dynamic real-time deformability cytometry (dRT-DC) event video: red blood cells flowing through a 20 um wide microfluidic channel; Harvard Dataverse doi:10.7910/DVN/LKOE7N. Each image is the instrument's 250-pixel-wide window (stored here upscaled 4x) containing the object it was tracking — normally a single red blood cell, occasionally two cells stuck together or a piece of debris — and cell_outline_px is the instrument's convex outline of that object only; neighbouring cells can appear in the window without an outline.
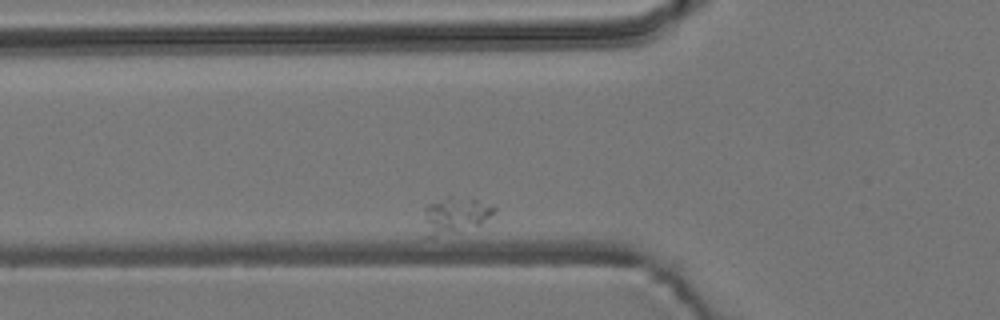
{"species": "common noctule bat (a hibernating species)", "species_latin": "Nyctalus noctula", "temperature_condition": "room temperature", "stored_images_in_passage": 9, "camera_frame_rate_fps": 3000, "um_per_image_px": 0.085, "animal": {"sex": "male", "body_mass_g": 19.2, "forearm_length_mm": 51.8}, "frame": {"image": 1, "passage_image": 4, "time_ms": 1.0, "image_size_px": [1000, 320], "cell_outline_px": [[496, 212], [480, 224], [460, 232], [436, 236], [424, 236], [424, 208], [428, 204], [448, 196], [476, 200], [492, 204], [496, 208]], "centroid_in_image_um": [38.67, 18.31], "position_along_channel_um": 87.1, "area_um2": 14.97}}
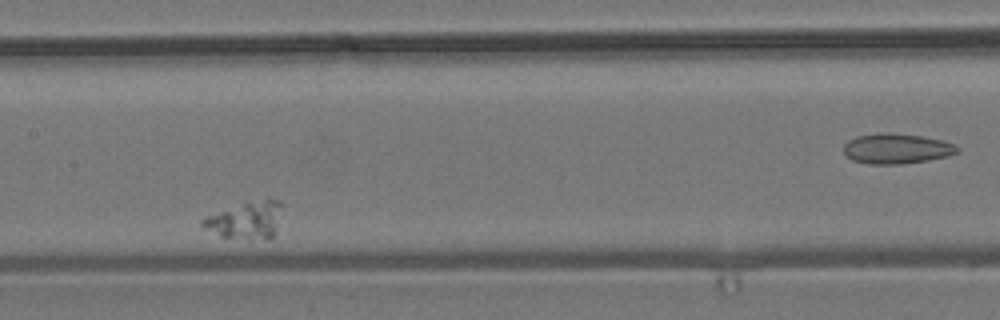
{"frame": {"image": 2, "passage_image": 7, "time_ms": 2.0, "image_size_px": [1000, 320], "cell_outline_px": [[284, 204], [272, 236], [268, 240], [248, 240], [220, 236], [204, 228], [200, 224], [200, 220], [208, 216], [244, 204], [264, 200], [280, 200]], "centroid_in_image_um": [20.92, 18.77], "position_along_channel_um": 186.5, "area_um2": 16.76}}
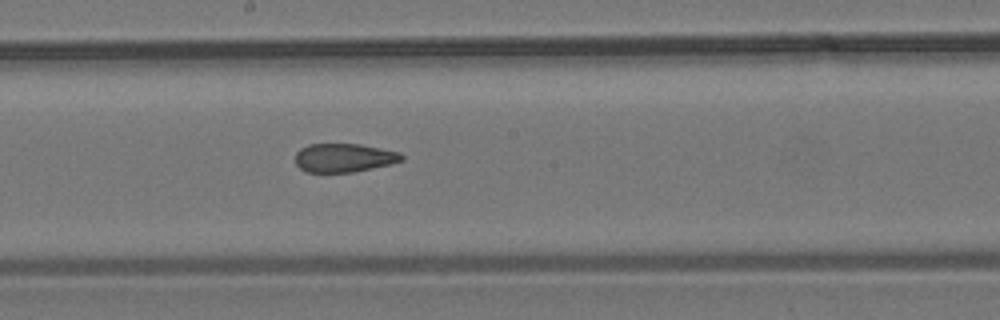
{"frame": {"image": 3, "passage_image": 9, "time_ms": 2.667, "image_size_px": [1000, 320], "cell_outline_px": [[404, 160], [388, 164], [352, 172], [308, 172], [300, 168], [296, 164], [296, 152], [300, 148], [308, 144], [360, 144], [400, 152], [404, 156]], "centroid_in_image_um": [29.22, 13.4], "position_along_channel_um": 219.0, "area_um2": 17.63}}